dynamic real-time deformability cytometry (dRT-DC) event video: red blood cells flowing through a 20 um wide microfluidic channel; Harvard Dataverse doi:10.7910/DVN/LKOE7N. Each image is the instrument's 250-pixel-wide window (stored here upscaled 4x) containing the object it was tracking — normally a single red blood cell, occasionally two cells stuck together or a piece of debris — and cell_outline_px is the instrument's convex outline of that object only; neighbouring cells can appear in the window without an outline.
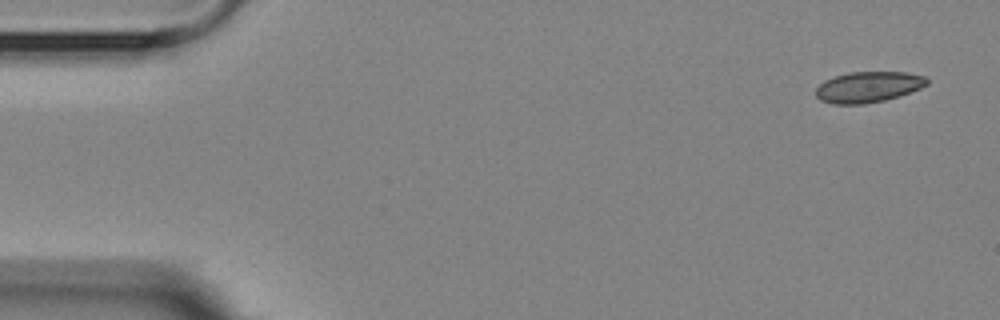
{"species": "Egyptian fruit bat (a non-hibernating species)", "species_latin": "Rousettus aegyptiacus", "temperature_condition": "room temperature", "stored_images_in_passage": 4, "camera_frame_rate_fps": 3000, "um_per_image_px": 0.085, "animal": {"sex": "female"}, "frame": {"image": 1, "passage_image": 1, "time_ms": 0.0, "image_size_px": [1000, 320], "cell_outline_px": [[928, 84], [920, 88], [884, 100], [864, 104], [832, 104], [820, 100], [816, 96], [816, 88], [824, 80], [848, 72], [908, 72], [928, 76]], "centroid_in_image_um": [73.8, 7.38], "position_along_channel_um": 11.2, "area_um2": 19.94}}
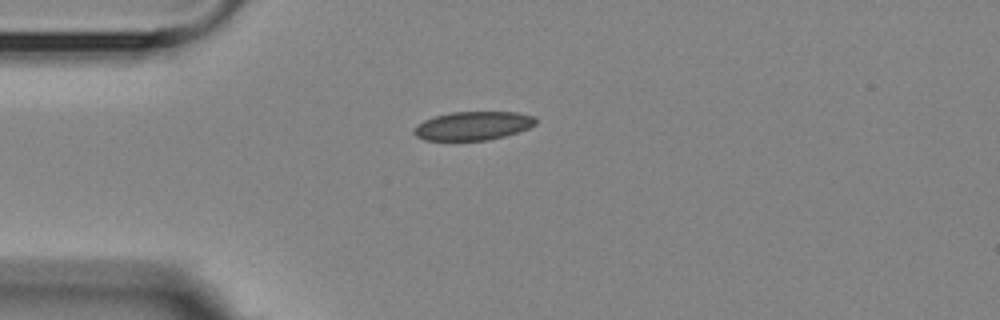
{"frame": {"image": 2, "passage_image": 4, "time_ms": 3.667, "image_size_px": [1000, 320], "cell_outline_px": [[536, 124], [528, 128], [504, 136], [488, 140], [424, 140], [416, 136], [412, 132], [424, 120], [436, 116], [452, 112], [516, 112], [536, 116]], "centroid_in_image_um": [40.23, 10.69], "position_along_channel_um": 44.8, "area_um2": 20.11}}